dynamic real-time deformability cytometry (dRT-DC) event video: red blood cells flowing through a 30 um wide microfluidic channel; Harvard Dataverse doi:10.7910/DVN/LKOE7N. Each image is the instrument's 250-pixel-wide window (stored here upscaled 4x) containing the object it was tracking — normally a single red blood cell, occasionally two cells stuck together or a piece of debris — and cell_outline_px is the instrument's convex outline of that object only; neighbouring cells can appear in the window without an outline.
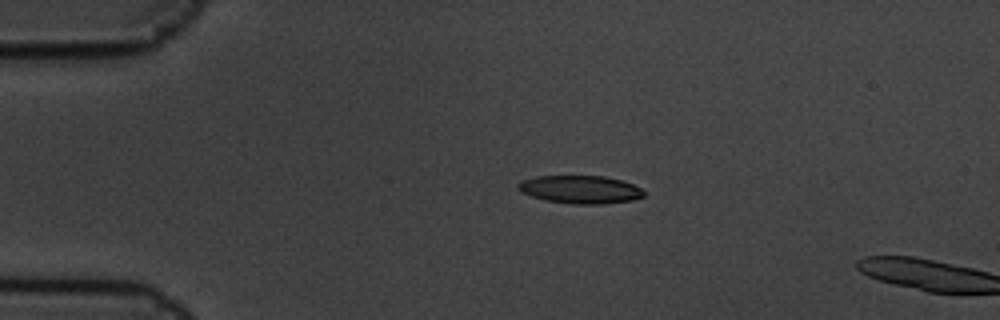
{"species": "common noctule bat (a hibernating species)", "species_latin": "Nyctalus noctula", "temperature_condition": "cold", "stored_images_in_passage": 2, "camera_frame_rate_fps": 3000, "um_per_image_px": 0.085, "animal": {"sex": "male", "body_mass_g": 19.5, "forearm_length_mm": 54.6}, "frame": {"image": 1, "passage_image": 1, "time_ms": 0.0, "image_size_px": [1000, 320], "cell_outline_px": [[644, 196], [632, 200], [604, 204], [572, 204], [548, 200], [532, 196], [520, 192], [516, 188], [516, 184], [520, 180], [536, 176], [604, 176], [620, 180], [632, 184], [640, 188], [644, 192]], "centroid_in_image_um": [49.28, 16.1], "position_along_channel_um": 35.7, "area_um2": 20.52}}